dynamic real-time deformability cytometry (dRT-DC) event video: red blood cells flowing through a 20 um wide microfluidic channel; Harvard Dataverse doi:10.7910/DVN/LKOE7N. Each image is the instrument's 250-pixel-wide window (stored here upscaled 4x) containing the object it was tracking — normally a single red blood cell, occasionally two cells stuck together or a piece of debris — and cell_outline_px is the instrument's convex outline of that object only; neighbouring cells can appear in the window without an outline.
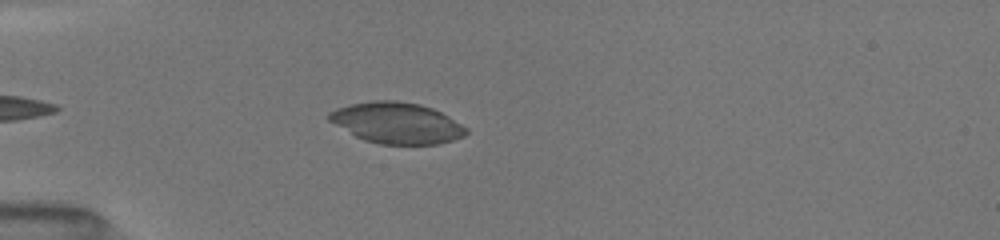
{"species": "common noctule bat (a hibernating species)", "species_latin": "Nyctalus noctula", "temperature_condition": "room temperature", "stored_images_in_passage": 47, "camera_frame_rate_fps": 3000, "um_per_image_px": 0.085, "animal": {"sex": "female", "body_mass_g": 19.5, "forearm_length_mm": 54.1}, "frame": {"image": 1, "passage_image": 8, "time_ms": 2.0, "image_size_px": [1000, 240], "cell_outline_px": [[468, 132], [464, 136], [452, 140], [436, 144], [380, 144], [364, 140], [356, 136], [328, 120], [324, 116], [328, 112], [336, 108], [348, 104], [372, 100], [396, 100], [420, 104], [432, 108], [448, 116], [468, 128]], "centroid_in_image_um": [33.69, 10.43], "position_along_channel_um": 51.3, "area_um2": 32.89}}
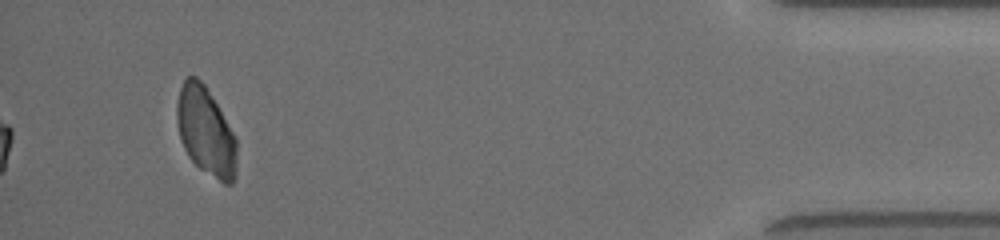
{"frame": {"image": 2, "passage_image": 47, "time_ms": 13.0, "image_size_px": [1000, 240], "cell_outline_px": [[236, 176], [232, 184], [224, 184], [200, 168], [188, 156], [180, 140], [176, 120], [176, 104], [180, 88], [184, 80], [188, 76], [196, 76], [204, 84], [216, 104], [232, 132], [236, 140]], "centroid_in_image_um": [17.47, 11.18], "position_along_channel_um": 417.7, "area_um2": 30.52}}